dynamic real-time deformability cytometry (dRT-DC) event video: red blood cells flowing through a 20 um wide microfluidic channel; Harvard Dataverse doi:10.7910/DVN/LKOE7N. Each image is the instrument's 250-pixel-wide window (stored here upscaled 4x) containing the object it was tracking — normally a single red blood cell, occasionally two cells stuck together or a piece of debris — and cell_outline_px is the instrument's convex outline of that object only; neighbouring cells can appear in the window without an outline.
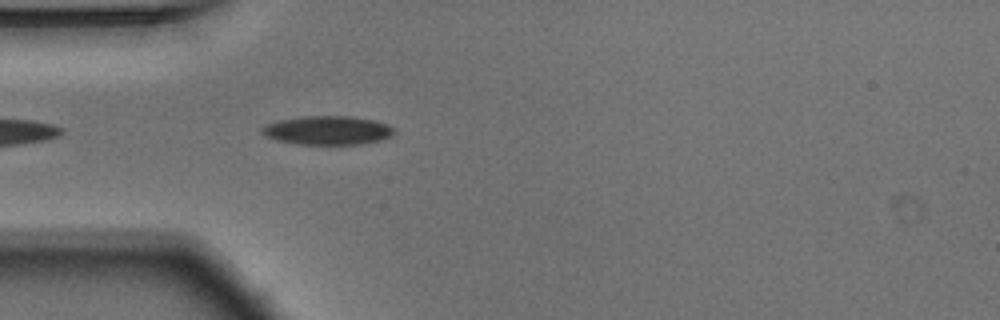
{"species": "Egyptian fruit bat (a non-hibernating species)", "species_latin": "Rousettus aegyptiacus", "temperature_condition": "warm", "stored_images_in_passage": 6, "camera_frame_rate_fps": 3000, "um_per_image_px": 0.085, "animal": {"sex": "male"}, "frame": {"image": 1, "passage_image": 3, "time_ms": 0.667, "image_size_px": [1000, 320], "cell_outline_px": [[396, 132], [392, 136], [380, 140], [360, 144], [296, 144], [276, 140], [264, 136], [260, 132], [260, 128], [268, 124], [280, 120], [304, 116], [352, 116], [376, 120], [388, 124], [396, 128]], "centroid_in_image_um": [27.88, 11.08], "position_along_channel_um": 57.1, "area_um2": 22.43}}